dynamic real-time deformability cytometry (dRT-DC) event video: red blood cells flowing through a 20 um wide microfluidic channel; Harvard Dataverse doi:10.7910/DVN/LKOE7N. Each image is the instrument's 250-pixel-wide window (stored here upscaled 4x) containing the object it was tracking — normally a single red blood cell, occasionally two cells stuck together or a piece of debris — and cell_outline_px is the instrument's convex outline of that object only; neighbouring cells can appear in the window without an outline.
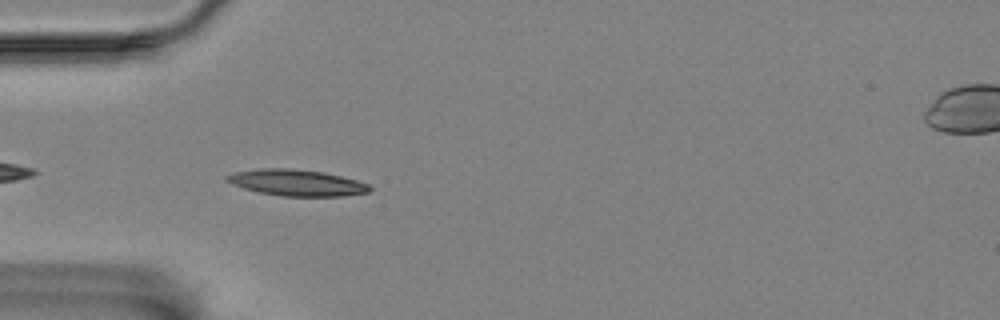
{"species": "Egyptian fruit bat (a non-hibernating species)", "species_latin": "Rousettus aegyptiacus", "temperature_condition": "room temperature", "stored_images_in_passage": 43, "camera_frame_rate_fps": 3000, "um_per_image_px": 0.085, "animal": {"sex": "female"}, "frame": {"image": 1, "passage_image": 3, "time_ms": 0.667, "image_size_px": [1000, 320], "cell_outline_px": [[372, 188], [368, 192], [344, 196], [280, 196], [260, 192], [244, 188], [232, 184], [224, 180], [224, 176], [236, 172], [260, 168], [288, 168], [324, 172], [356, 180], [368, 184]], "centroid_in_image_um": [25.2, 15.53], "position_along_channel_um": 59.8, "area_um2": 21.79}}
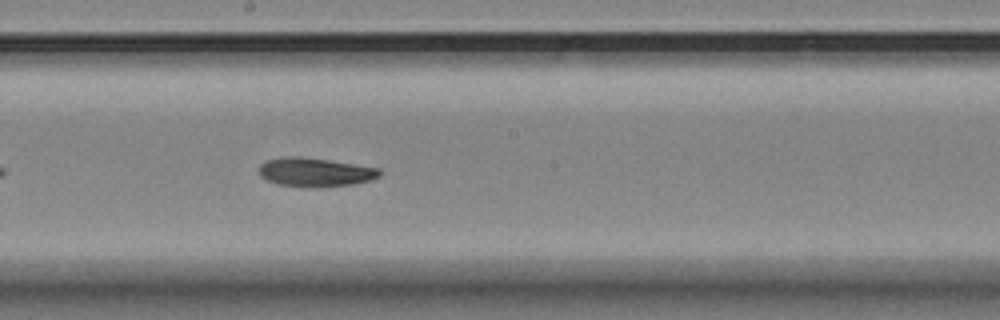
{"frame": {"image": 2, "passage_image": 17, "time_ms": 5.333, "image_size_px": [1000, 320], "cell_outline_px": [[384, 172], [380, 176], [372, 180], [352, 184], [324, 188], [312, 188], [280, 184], [268, 180], [260, 176], [260, 164], [264, 160], [280, 156], [300, 156], [328, 160], [380, 168]], "centroid_in_image_um": [26.81, 14.63], "position_along_channel_um": 221.4, "area_um2": 20.63}}
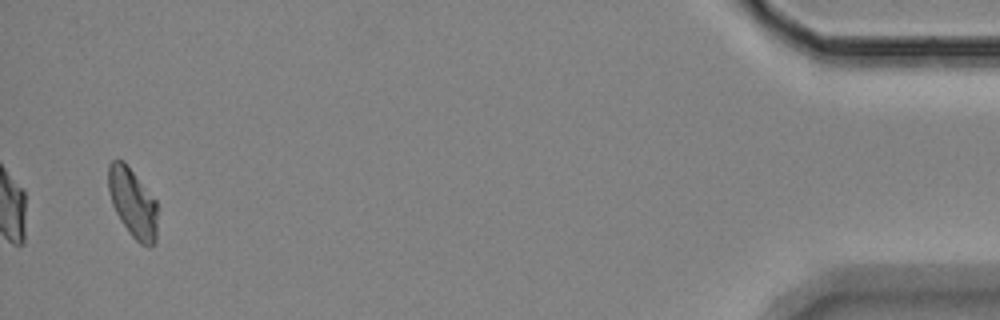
{"frame": {"image": 3, "passage_image": 41, "time_ms": 13.333, "image_size_px": [1000, 320], "cell_outline_px": [[156, 244], [148, 248], [140, 244], [132, 236], [120, 220], [112, 204], [108, 192], [108, 164], [112, 160], [124, 160], [156, 200]], "centroid_in_image_um": [11.27, 17.24], "position_along_channel_um": 423.9, "area_um2": 19.88}, "authors_computed_cell_mechanics": {"area_um2": 20.0566, "velocity_mm_per_s": 3.5191, "shape_relaxation_time_tau1_ms": 8.1226, "shape_relaxation_time_tau2_ms": 2.5085, "deformation_change_tau1": 0.1782, "deformation_change_tau2": 0.0745}}